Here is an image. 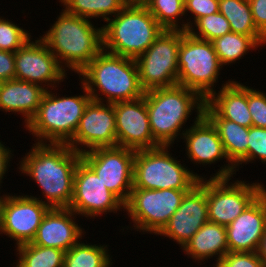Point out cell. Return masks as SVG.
Returning <instances> with one entry per match:
<instances>
[{
	"instance_id": "cell-1",
	"label": "cell",
	"mask_w": 266,
	"mask_h": 267,
	"mask_svg": "<svg viewBox=\"0 0 266 267\" xmlns=\"http://www.w3.org/2000/svg\"><path fill=\"white\" fill-rule=\"evenodd\" d=\"M32 148L21 161L19 169L39 184L50 208H69L73 198L74 174L81 153L68 144L46 145L37 142Z\"/></svg>"
},
{
	"instance_id": "cell-2",
	"label": "cell",
	"mask_w": 266,
	"mask_h": 267,
	"mask_svg": "<svg viewBox=\"0 0 266 267\" xmlns=\"http://www.w3.org/2000/svg\"><path fill=\"white\" fill-rule=\"evenodd\" d=\"M86 18L64 10L52 28L41 38L58 62L80 73L103 50L101 29Z\"/></svg>"
},
{
	"instance_id": "cell-3",
	"label": "cell",
	"mask_w": 266,
	"mask_h": 267,
	"mask_svg": "<svg viewBox=\"0 0 266 267\" xmlns=\"http://www.w3.org/2000/svg\"><path fill=\"white\" fill-rule=\"evenodd\" d=\"M79 74L84 77L83 80L86 78L81 83L94 101L102 102V99L95 93L93 85L112 104L144 96L135 59L104 52L103 49Z\"/></svg>"
},
{
	"instance_id": "cell-4",
	"label": "cell",
	"mask_w": 266,
	"mask_h": 267,
	"mask_svg": "<svg viewBox=\"0 0 266 267\" xmlns=\"http://www.w3.org/2000/svg\"><path fill=\"white\" fill-rule=\"evenodd\" d=\"M144 96L154 140L167 147L178 136L192 108L197 105V111L203 112L205 104L197 92L178 84L145 91Z\"/></svg>"
},
{
	"instance_id": "cell-5",
	"label": "cell",
	"mask_w": 266,
	"mask_h": 267,
	"mask_svg": "<svg viewBox=\"0 0 266 267\" xmlns=\"http://www.w3.org/2000/svg\"><path fill=\"white\" fill-rule=\"evenodd\" d=\"M115 16L102 27L103 49L114 55L136 59L164 30L146 7L126 5Z\"/></svg>"
},
{
	"instance_id": "cell-6",
	"label": "cell",
	"mask_w": 266,
	"mask_h": 267,
	"mask_svg": "<svg viewBox=\"0 0 266 267\" xmlns=\"http://www.w3.org/2000/svg\"><path fill=\"white\" fill-rule=\"evenodd\" d=\"M83 90L84 96L62 98L46 90L36 115L26 125L41 139L38 143H44V138L53 144H67L74 137L84 110L92 100L84 85Z\"/></svg>"
},
{
	"instance_id": "cell-7",
	"label": "cell",
	"mask_w": 266,
	"mask_h": 267,
	"mask_svg": "<svg viewBox=\"0 0 266 267\" xmlns=\"http://www.w3.org/2000/svg\"><path fill=\"white\" fill-rule=\"evenodd\" d=\"M221 66L212 42L180 29L178 85L194 90L206 101L214 93L211 87Z\"/></svg>"
},
{
	"instance_id": "cell-8",
	"label": "cell",
	"mask_w": 266,
	"mask_h": 267,
	"mask_svg": "<svg viewBox=\"0 0 266 267\" xmlns=\"http://www.w3.org/2000/svg\"><path fill=\"white\" fill-rule=\"evenodd\" d=\"M167 152V146L136 150L133 188L190 190L199 182L200 176L184 168Z\"/></svg>"
},
{
	"instance_id": "cell-9",
	"label": "cell",
	"mask_w": 266,
	"mask_h": 267,
	"mask_svg": "<svg viewBox=\"0 0 266 267\" xmlns=\"http://www.w3.org/2000/svg\"><path fill=\"white\" fill-rule=\"evenodd\" d=\"M180 29L166 30L135 59L139 82L144 91L178 84Z\"/></svg>"
},
{
	"instance_id": "cell-10",
	"label": "cell",
	"mask_w": 266,
	"mask_h": 267,
	"mask_svg": "<svg viewBox=\"0 0 266 267\" xmlns=\"http://www.w3.org/2000/svg\"><path fill=\"white\" fill-rule=\"evenodd\" d=\"M135 153L136 150L119 146L84 149L81 159L125 205L133 188Z\"/></svg>"
},
{
	"instance_id": "cell-11",
	"label": "cell",
	"mask_w": 266,
	"mask_h": 267,
	"mask_svg": "<svg viewBox=\"0 0 266 267\" xmlns=\"http://www.w3.org/2000/svg\"><path fill=\"white\" fill-rule=\"evenodd\" d=\"M187 191L132 188L124 208L137 229L159 234L179 208Z\"/></svg>"
},
{
	"instance_id": "cell-12",
	"label": "cell",
	"mask_w": 266,
	"mask_h": 267,
	"mask_svg": "<svg viewBox=\"0 0 266 267\" xmlns=\"http://www.w3.org/2000/svg\"><path fill=\"white\" fill-rule=\"evenodd\" d=\"M229 178H210L206 181L208 220L228 226L265 190L263 185L251 186L243 181L227 186Z\"/></svg>"
},
{
	"instance_id": "cell-13",
	"label": "cell",
	"mask_w": 266,
	"mask_h": 267,
	"mask_svg": "<svg viewBox=\"0 0 266 267\" xmlns=\"http://www.w3.org/2000/svg\"><path fill=\"white\" fill-rule=\"evenodd\" d=\"M124 204L106 188L97 174L81 159L75 170L73 198L69 208L77 214L98 216Z\"/></svg>"
},
{
	"instance_id": "cell-14",
	"label": "cell",
	"mask_w": 266,
	"mask_h": 267,
	"mask_svg": "<svg viewBox=\"0 0 266 267\" xmlns=\"http://www.w3.org/2000/svg\"><path fill=\"white\" fill-rule=\"evenodd\" d=\"M117 146L133 150L160 145L152 135L145 96L114 103Z\"/></svg>"
},
{
	"instance_id": "cell-15",
	"label": "cell",
	"mask_w": 266,
	"mask_h": 267,
	"mask_svg": "<svg viewBox=\"0 0 266 267\" xmlns=\"http://www.w3.org/2000/svg\"><path fill=\"white\" fill-rule=\"evenodd\" d=\"M50 207L33 196H4L1 232L17 241L31 242Z\"/></svg>"
},
{
	"instance_id": "cell-16",
	"label": "cell",
	"mask_w": 266,
	"mask_h": 267,
	"mask_svg": "<svg viewBox=\"0 0 266 267\" xmlns=\"http://www.w3.org/2000/svg\"><path fill=\"white\" fill-rule=\"evenodd\" d=\"M72 149L82 154L76 144L86 145L90 150L116 147V124L114 103L103 104L91 100L80 119L74 137L67 143Z\"/></svg>"
},
{
	"instance_id": "cell-17",
	"label": "cell",
	"mask_w": 266,
	"mask_h": 267,
	"mask_svg": "<svg viewBox=\"0 0 266 267\" xmlns=\"http://www.w3.org/2000/svg\"><path fill=\"white\" fill-rule=\"evenodd\" d=\"M206 182L200 178L186 192L177 211L158 235L174 239L182 247L208 222Z\"/></svg>"
},
{
	"instance_id": "cell-18",
	"label": "cell",
	"mask_w": 266,
	"mask_h": 267,
	"mask_svg": "<svg viewBox=\"0 0 266 267\" xmlns=\"http://www.w3.org/2000/svg\"><path fill=\"white\" fill-rule=\"evenodd\" d=\"M35 41L29 40L15 52V79L38 85L49 81L59 83L65 78V70L41 39Z\"/></svg>"
},
{
	"instance_id": "cell-19",
	"label": "cell",
	"mask_w": 266,
	"mask_h": 267,
	"mask_svg": "<svg viewBox=\"0 0 266 267\" xmlns=\"http://www.w3.org/2000/svg\"><path fill=\"white\" fill-rule=\"evenodd\" d=\"M266 228V190L226 226L229 252H257Z\"/></svg>"
},
{
	"instance_id": "cell-20",
	"label": "cell",
	"mask_w": 266,
	"mask_h": 267,
	"mask_svg": "<svg viewBox=\"0 0 266 267\" xmlns=\"http://www.w3.org/2000/svg\"><path fill=\"white\" fill-rule=\"evenodd\" d=\"M73 214L70 208H50L31 243L65 252L70 250L82 237V229L71 219Z\"/></svg>"
},
{
	"instance_id": "cell-21",
	"label": "cell",
	"mask_w": 266,
	"mask_h": 267,
	"mask_svg": "<svg viewBox=\"0 0 266 267\" xmlns=\"http://www.w3.org/2000/svg\"><path fill=\"white\" fill-rule=\"evenodd\" d=\"M203 115L215 127L223 143L225 153L230 164L215 174L214 178H230L238 164L248 162V134L249 128L235 122L221 118L206 102Z\"/></svg>"
},
{
	"instance_id": "cell-22",
	"label": "cell",
	"mask_w": 266,
	"mask_h": 267,
	"mask_svg": "<svg viewBox=\"0 0 266 267\" xmlns=\"http://www.w3.org/2000/svg\"><path fill=\"white\" fill-rule=\"evenodd\" d=\"M194 123L188 131L182 133L186 139L189 158L200 164H211L220 158L228 160L215 127L203 115V112H198Z\"/></svg>"
},
{
	"instance_id": "cell-23",
	"label": "cell",
	"mask_w": 266,
	"mask_h": 267,
	"mask_svg": "<svg viewBox=\"0 0 266 267\" xmlns=\"http://www.w3.org/2000/svg\"><path fill=\"white\" fill-rule=\"evenodd\" d=\"M46 88L38 84L20 81H3L0 87V109L20 112L26 117V125L36 115Z\"/></svg>"
},
{
	"instance_id": "cell-24",
	"label": "cell",
	"mask_w": 266,
	"mask_h": 267,
	"mask_svg": "<svg viewBox=\"0 0 266 267\" xmlns=\"http://www.w3.org/2000/svg\"><path fill=\"white\" fill-rule=\"evenodd\" d=\"M205 102L221 118L246 128L252 126V117L248 109V87L229 81L222 86L217 95L214 92Z\"/></svg>"
},
{
	"instance_id": "cell-25",
	"label": "cell",
	"mask_w": 266,
	"mask_h": 267,
	"mask_svg": "<svg viewBox=\"0 0 266 267\" xmlns=\"http://www.w3.org/2000/svg\"><path fill=\"white\" fill-rule=\"evenodd\" d=\"M187 255L196 260L218 255L217 263L229 252L226 227L206 222L183 247Z\"/></svg>"
},
{
	"instance_id": "cell-26",
	"label": "cell",
	"mask_w": 266,
	"mask_h": 267,
	"mask_svg": "<svg viewBox=\"0 0 266 267\" xmlns=\"http://www.w3.org/2000/svg\"><path fill=\"white\" fill-rule=\"evenodd\" d=\"M215 52L223 65L232 63L250 49L266 43L265 37H250L244 34L229 32L212 41Z\"/></svg>"
},
{
	"instance_id": "cell-27",
	"label": "cell",
	"mask_w": 266,
	"mask_h": 267,
	"mask_svg": "<svg viewBox=\"0 0 266 267\" xmlns=\"http://www.w3.org/2000/svg\"><path fill=\"white\" fill-rule=\"evenodd\" d=\"M219 12L229 21L231 32L264 37L253 22L248 0H219Z\"/></svg>"
},
{
	"instance_id": "cell-28",
	"label": "cell",
	"mask_w": 266,
	"mask_h": 267,
	"mask_svg": "<svg viewBox=\"0 0 266 267\" xmlns=\"http://www.w3.org/2000/svg\"><path fill=\"white\" fill-rule=\"evenodd\" d=\"M20 255L16 267H64L65 251L37 246L31 242L18 245Z\"/></svg>"
},
{
	"instance_id": "cell-29",
	"label": "cell",
	"mask_w": 266,
	"mask_h": 267,
	"mask_svg": "<svg viewBox=\"0 0 266 267\" xmlns=\"http://www.w3.org/2000/svg\"><path fill=\"white\" fill-rule=\"evenodd\" d=\"M103 246L78 242L65 252L64 267H109L110 259Z\"/></svg>"
},
{
	"instance_id": "cell-30",
	"label": "cell",
	"mask_w": 266,
	"mask_h": 267,
	"mask_svg": "<svg viewBox=\"0 0 266 267\" xmlns=\"http://www.w3.org/2000/svg\"><path fill=\"white\" fill-rule=\"evenodd\" d=\"M65 5V11L83 18L103 16L107 21L109 14L116 15L126 4L124 0H60ZM107 15V16H106ZM91 16V17H90Z\"/></svg>"
},
{
	"instance_id": "cell-31",
	"label": "cell",
	"mask_w": 266,
	"mask_h": 267,
	"mask_svg": "<svg viewBox=\"0 0 266 267\" xmlns=\"http://www.w3.org/2000/svg\"><path fill=\"white\" fill-rule=\"evenodd\" d=\"M194 24L198 27L197 29L199 30L200 35L198 32L195 33L193 31L195 29H192L188 22L187 24L184 23L180 29L188 31L196 38L208 40L210 42L231 32L229 21L220 12L199 18Z\"/></svg>"
},
{
	"instance_id": "cell-32",
	"label": "cell",
	"mask_w": 266,
	"mask_h": 267,
	"mask_svg": "<svg viewBox=\"0 0 266 267\" xmlns=\"http://www.w3.org/2000/svg\"><path fill=\"white\" fill-rule=\"evenodd\" d=\"M146 8L164 29H180L175 19L185 14L184 0H152Z\"/></svg>"
},
{
	"instance_id": "cell-33",
	"label": "cell",
	"mask_w": 266,
	"mask_h": 267,
	"mask_svg": "<svg viewBox=\"0 0 266 267\" xmlns=\"http://www.w3.org/2000/svg\"><path fill=\"white\" fill-rule=\"evenodd\" d=\"M29 34L14 23L0 18V50L15 53L30 40Z\"/></svg>"
},
{
	"instance_id": "cell-34",
	"label": "cell",
	"mask_w": 266,
	"mask_h": 267,
	"mask_svg": "<svg viewBox=\"0 0 266 267\" xmlns=\"http://www.w3.org/2000/svg\"><path fill=\"white\" fill-rule=\"evenodd\" d=\"M248 109L252 126L266 128V95L248 87Z\"/></svg>"
},
{
	"instance_id": "cell-35",
	"label": "cell",
	"mask_w": 266,
	"mask_h": 267,
	"mask_svg": "<svg viewBox=\"0 0 266 267\" xmlns=\"http://www.w3.org/2000/svg\"><path fill=\"white\" fill-rule=\"evenodd\" d=\"M217 267H265L257 252H228Z\"/></svg>"
},
{
	"instance_id": "cell-36",
	"label": "cell",
	"mask_w": 266,
	"mask_h": 267,
	"mask_svg": "<svg viewBox=\"0 0 266 267\" xmlns=\"http://www.w3.org/2000/svg\"><path fill=\"white\" fill-rule=\"evenodd\" d=\"M254 158H259L262 162H266V128L249 127L248 162Z\"/></svg>"
},
{
	"instance_id": "cell-37",
	"label": "cell",
	"mask_w": 266,
	"mask_h": 267,
	"mask_svg": "<svg viewBox=\"0 0 266 267\" xmlns=\"http://www.w3.org/2000/svg\"><path fill=\"white\" fill-rule=\"evenodd\" d=\"M185 13H193L194 21L219 12V0H184Z\"/></svg>"
},
{
	"instance_id": "cell-38",
	"label": "cell",
	"mask_w": 266,
	"mask_h": 267,
	"mask_svg": "<svg viewBox=\"0 0 266 267\" xmlns=\"http://www.w3.org/2000/svg\"><path fill=\"white\" fill-rule=\"evenodd\" d=\"M253 22L257 30L266 38V0H248Z\"/></svg>"
},
{
	"instance_id": "cell-39",
	"label": "cell",
	"mask_w": 266,
	"mask_h": 267,
	"mask_svg": "<svg viewBox=\"0 0 266 267\" xmlns=\"http://www.w3.org/2000/svg\"><path fill=\"white\" fill-rule=\"evenodd\" d=\"M15 79V53L0 50V80Z\"/></svg>"
},
{
	"instance_id": "cell-40",
	"label": "cell",
	"mask_w": 266,
	"mask_h": 267,
	"mask_svg": "<svg viewBox=\"0 0 266 267\" xmlns=\"http://www.w3.org/2000/svg\"><path fill=\"white\" fill-rule=\"evenodd\" d=\"M10 150L6 149L3 144L0 142V182L3 179V175L6 172L8 162L10 160Z\"/></svg>"
},
{
	"instance_id": "cell-41",
	"label": "cell",
	"mask_w": 266,
	"mask_h": 267,
	"mask_svg": "<svg viewBox=\"0 0 266 267\" xmlns=\"http://www.w3.org/2000/svg\"><path fill=\"white\" fill-rule=\"evenodd\" d=\"M257 255L264 263V266L266 267V228L264 230V234L261 237L258 249H257Z\"/></svg>"
},
{
	"instance_id": "cell-42",
	"label": "cell",
	"mask_w": 266,
	"mask_h": 267,
	"mask_svg": "<svg viewBox=\"0 0 266 267\" xmlns=\"http://www.w3.org/2000/svg\"><path fill=\"white\" fill-rule=\"evenodd\" d=\"M152 0H124L126 5L147 7Z\"/></svg>"
},
{
	"instance_id": "cell-43",
	"label": "cell",
	"mask_w": 266,
	"mask_h": 267,
	"mask_svg": "<svg viewBox=\"0 0 266 267\" xmlns=\"http://www.w3.org/2000/svg\"><path fill=\"white\" fill-rule=\"evenodd\" d=\"M3 201H4V196L3 198L0 197V231L2 228V207H3Z\"/></svg>"
}]
</instances>
